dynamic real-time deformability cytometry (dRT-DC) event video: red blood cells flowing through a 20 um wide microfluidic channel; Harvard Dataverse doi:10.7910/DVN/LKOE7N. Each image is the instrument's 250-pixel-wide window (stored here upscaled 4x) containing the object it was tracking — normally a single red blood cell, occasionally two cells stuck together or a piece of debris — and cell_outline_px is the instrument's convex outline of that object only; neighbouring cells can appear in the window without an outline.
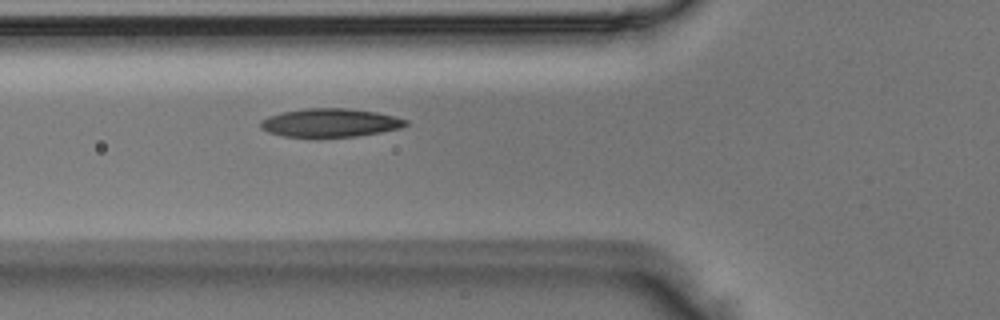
{"species": "Egyptian fruit bat (a non-hibernating species)", "species_latin": "Rousettus aegyptiacus", "temperature_condition": "room temperature", "stored_images_in_passage": 6, "camera_frame_rate_fps": 3000, "um_per_image_px": 0.085, "animal": {"sex": "male"}, "frame": {"image": 1, "passage_image": 6, "time_ms": 1.667, "image_size_px": [1000, 320], "cell_outline_px": [[408, 124], [400, 128], [380, 132], [356, 136], [316, 140], [284, 136], [268, 132], [260, 128], [260, 120], [268, 116], [280, 112], [308, 108], [348, 108], [376, 112], [408, 120]], "centroid_in_image_um": [27.99, 10.47], "position_along_channel_um": 97.8, "area_um2": 24.85}}